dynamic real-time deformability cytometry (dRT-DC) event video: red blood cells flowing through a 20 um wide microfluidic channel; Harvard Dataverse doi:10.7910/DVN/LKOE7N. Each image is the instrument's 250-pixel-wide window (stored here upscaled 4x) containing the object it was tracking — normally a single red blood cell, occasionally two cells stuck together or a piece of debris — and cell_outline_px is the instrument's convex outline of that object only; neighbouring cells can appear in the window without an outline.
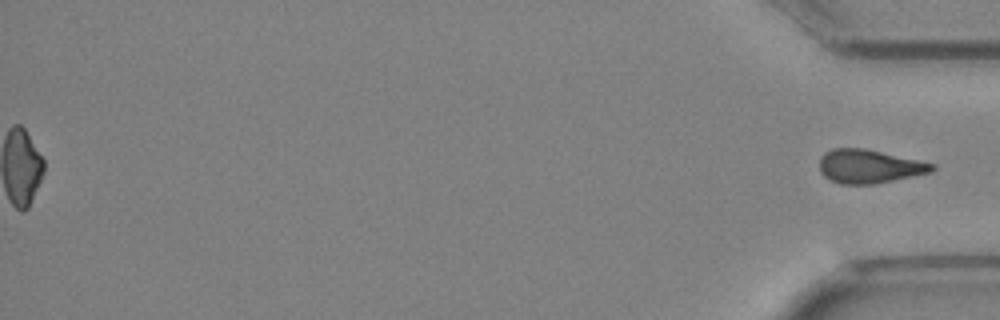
{"species": "Egyptian fruit bat (a non-hibernating species)", "species_latin": "Rousettus aegyptiacus", "temperature_condition": "cold", "stored_images_in_passage": 38, "segment_of_instrument_passage": [2, 2], "camera_frame_rate_fps": 3000, "um_per_image_px": 0.085, "animal": {"sex": "female"}, "frame": {"image": 1, "passage_image": 38, "time_ms": 12.333, "image_size_px": [1000, 320], "cell_outline_px": [[936, 168], [932, 172], [876, 184], [840, 184], [824, 176], [820, 172], [820, 156], [824, 152], [832, 148], [864, 148], [936, 164]], "centroid_in_image_um": [73.88, 14.14], "position_along_channel_um": 361.3, "area_um2": 22.14}}